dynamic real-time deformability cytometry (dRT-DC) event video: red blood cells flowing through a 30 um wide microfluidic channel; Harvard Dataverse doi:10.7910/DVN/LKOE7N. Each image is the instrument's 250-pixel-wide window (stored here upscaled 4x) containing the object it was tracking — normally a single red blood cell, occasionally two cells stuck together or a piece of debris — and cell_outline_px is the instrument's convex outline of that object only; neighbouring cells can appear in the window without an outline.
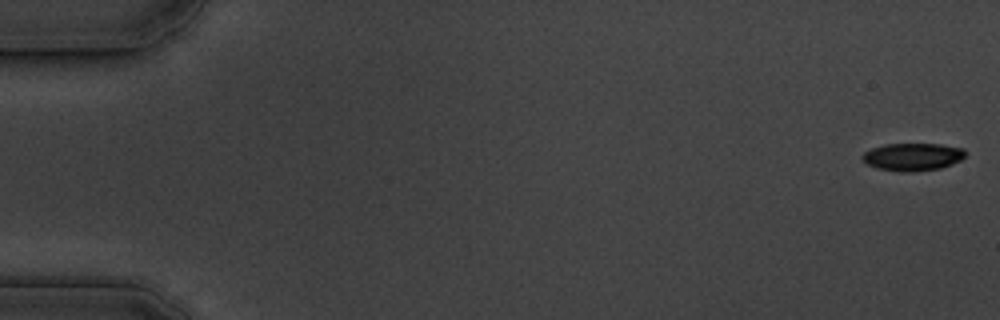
{"species": "common noctule bat (a hibernating species)", "species_latin": "Nyctalus noctula", "temperature_condition": "cold", "stored_images_in_passage": 13, "camera_frame_rate_fps": 3000, "um_per_image_px": 0.085, "animal": {"sex": "male", "body_mass_g": 19.5, "forearm_length_mm": 54.6}, "frame": {"image": 1, "passage_image": 1, "time_ms": 0.0, "image_size_px": [1000, 320], "cell_outline_px": [[968, 152], [960, 160], [952, 164], [940, 168], [912, 172], [904, 172], [876, 168], [860, 160], [860, 156], [864, 152], [872, 148], [884, 144], [940, 144], [964, 148]], "centroid_in_image_um": [77.56, 13.33], "position_along_channel_um": 7.4, "area_um2": 16.76}}